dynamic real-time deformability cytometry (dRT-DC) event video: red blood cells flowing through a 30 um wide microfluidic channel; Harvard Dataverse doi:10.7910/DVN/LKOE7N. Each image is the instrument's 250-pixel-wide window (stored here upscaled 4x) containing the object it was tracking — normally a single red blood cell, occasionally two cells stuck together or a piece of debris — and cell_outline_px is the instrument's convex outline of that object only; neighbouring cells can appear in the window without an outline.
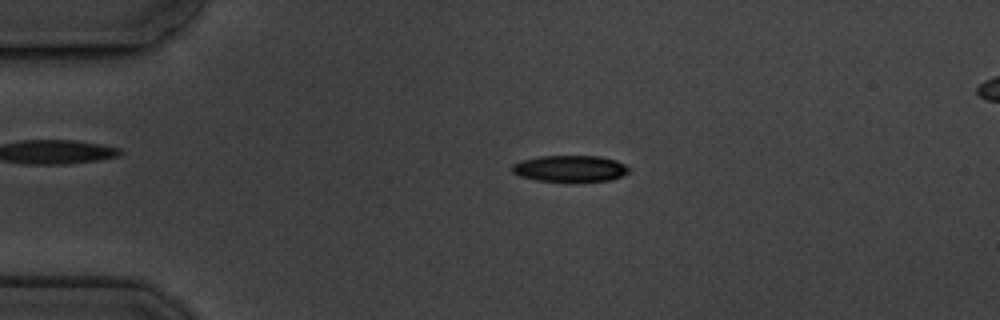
{"species": "common noctule bat (a hibernating species)", "species_latin": "Nyctalus noctula", "temperature_condition": "cold", "stored_images_in_passage": 4, "camera_frame_rate_fps": 3000, "um_per_image_px": 0.085, "animal": {"sex": "male", "body_mass_g": 19.5, "forearm_length_mm": 54.6}, "frame": {"image": 1, "passage_image": 3, "time_ms": 2.333, "image_size_px": [1000, 320], "cell_outline_px": [[632, 168], [628, 172], [612, 180], [536, 180], [520, 176], [512, 172], [512, 164], [520, 160], [540, 156], [600, 156], [616, 160]], "centroid_in_image_um": [48.45, 14.3], "position_along_channel_um": 36.6, "area_um2": 17.69}}